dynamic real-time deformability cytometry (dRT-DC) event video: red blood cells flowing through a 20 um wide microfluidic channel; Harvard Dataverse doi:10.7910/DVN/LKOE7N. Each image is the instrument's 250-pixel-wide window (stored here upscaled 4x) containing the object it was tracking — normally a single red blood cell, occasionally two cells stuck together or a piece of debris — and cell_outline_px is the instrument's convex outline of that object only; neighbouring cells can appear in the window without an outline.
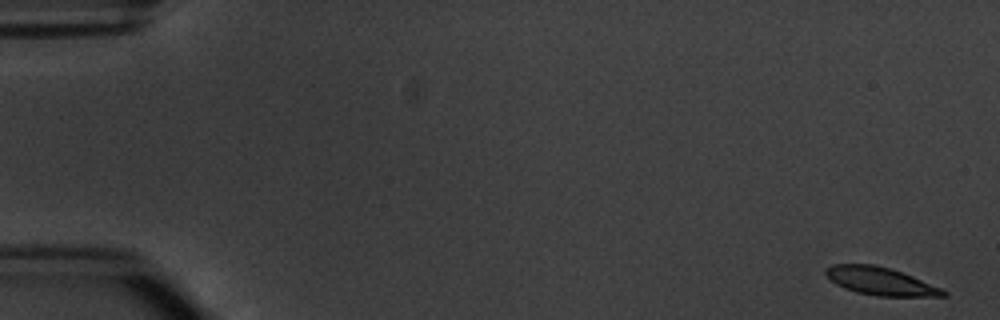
{"species": "common noctule bat (a hibernating species)", "species_latin": "Nyctalus noctula", "temperature_condition": "warm", "stored_images_in_passage": 5, "camera_frame_rate_fps": 3000, "um_per_image_px": 0.085, "animal": {"sex": "male", "body_mass_g": 20.1, "forearm_length_mm": 53.5}, "frame": {"image": 1, "passage_image": 1, "time_ms": 0.0, "image_size_px": [1000, 320], "cell_outline_px": [[948, 296], [876, 296], [856, 292], [844, 288], [836, 284], [824, 272], [824, 268], [832, 264], [876, 264], [912, 276], [944, 288], [948, 292]], "centroid_in_image_um": [74.86, 23.9], "position_along_channel_um": 10.1, "area_um2": 19.13}}
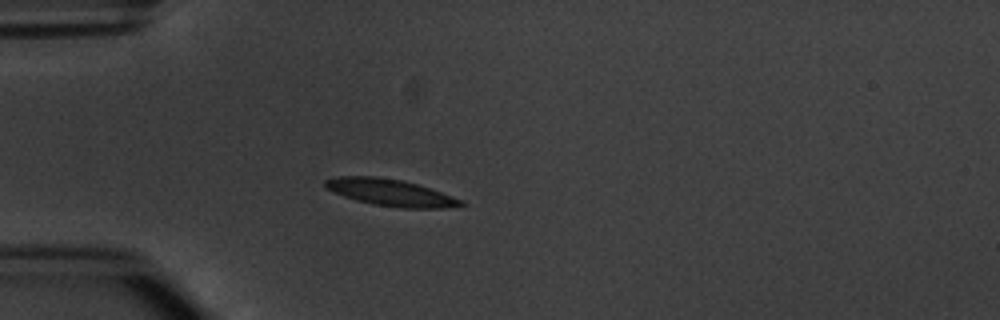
{"frame": {"image": 2, "passage_image": 4, "time_ms": 4.667, "image_size_px": [1000, 320], "cell_outline_px": [[468, 204], [444, 208], [400, 208], [372, 204], [356, 200], [344, 196], [324, 188], [324, 180], [340, 176], [376, 176], [404, 180], [464, 200]], "centroid_in_image_um": [33.18, 16.37], "position_along_channel_um": 51.8, "area_um2": 21.21}}